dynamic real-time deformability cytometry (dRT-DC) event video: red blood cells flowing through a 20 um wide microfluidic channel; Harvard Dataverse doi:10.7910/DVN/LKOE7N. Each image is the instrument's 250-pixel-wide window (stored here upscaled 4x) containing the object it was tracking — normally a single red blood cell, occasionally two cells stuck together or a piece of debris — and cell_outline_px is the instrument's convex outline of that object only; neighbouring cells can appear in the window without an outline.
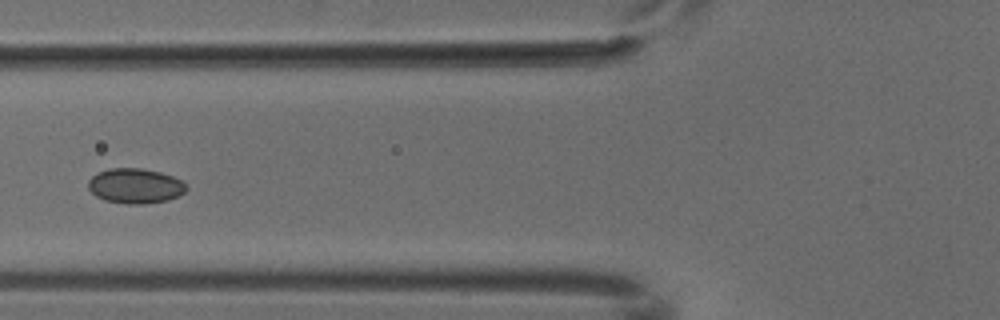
{"species": "common noctule bat (a hibernating species)", "species_latin": "Nyctalus noctula", "temperature_condition": "cold", "stored_images_in_passage": 6, "camera_frame_rate_fps": 3000, "um_per_image_px": 0.085, "animal": {"sex": "male", "body_mass_g": 18.8}, "frame": {"image": 1, "passage_image": 5, "time_ms": 1.333, "image_size_px": [1000, 320], "cell_outline_px": [[188, 188], [180, 196], [168, 200], [140, 204], [128, 204], [104, 200], [96, 196], [88, 188], [88, 180], [96, 172], [108, 168], [144, 168], [160, 172], [172, 176], [180, 180]], "centroid_in_image_um": [11.47, 15.79], "position_along_channel_um": 114.3, "area_um2": 20.11}}
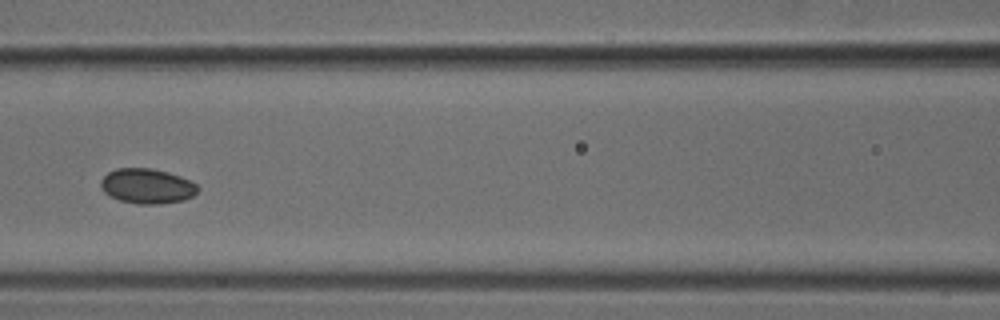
{"frame": {"image": 2, "passage_image": 6, "time_ms": 1.667, "image_size_px": [1000, 320], "cell_outline_px": [[200, 188], [192, 196], [184, 200], [160, 204], [136, 204], [120, 200], [104, 192], [100, 188], [100, 180], [108, 172], [116, 168], [152, 168], [168, 172], [180, 176], [196, 184]], "centroid_in_image_um": [12.49, 15.81], "position_along_channel_um": 154.1, "area_um2": 19.83}}